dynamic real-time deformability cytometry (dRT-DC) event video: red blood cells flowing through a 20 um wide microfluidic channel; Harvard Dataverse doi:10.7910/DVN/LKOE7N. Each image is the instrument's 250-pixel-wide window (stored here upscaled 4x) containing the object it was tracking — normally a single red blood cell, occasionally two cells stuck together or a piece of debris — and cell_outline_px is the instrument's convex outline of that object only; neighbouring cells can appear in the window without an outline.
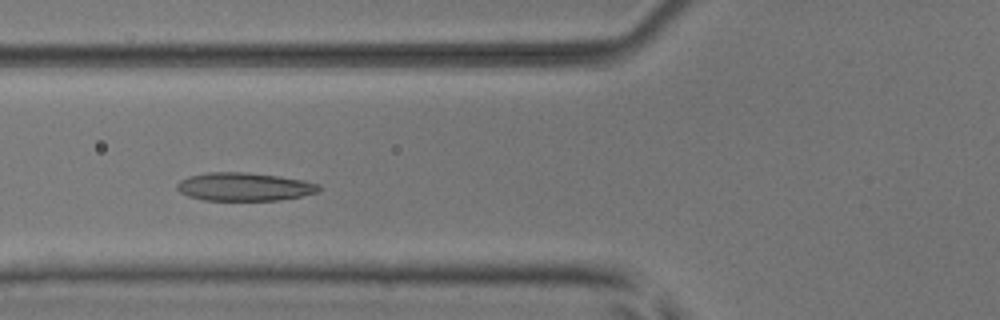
{"species": "common noctule bat (a hibernating species)", "species_latin": "Nyctalus noctula", "temperature_condition": "room temperature", "stored_images_in_passage": 5, "camera_frame_rate_fps": 3000, "um_per_image_px": 0.085, "animal": {"sex": "male", "body_mass_g": 17.9, "forearm_length_mm": 54.2}, "frame": {"image": 1, "passage_image": 4, "time_ms": 3.333, "image_size_px": [1000, 320], "cell_outline_px": [[320, 188], [316, 192], [300, 196], [280, 200], [204, 200], [188, 196], [180, 192], [176, 188], [176, 184], [180, 180], [188, 176], [208, 172], [248, 172], [280, 176], [304, 180], [320, 184]], "centroid_in_image_um": [20.74, 15.86], "position_along_channel_um": 105.1, "area_um2": 23.41}}
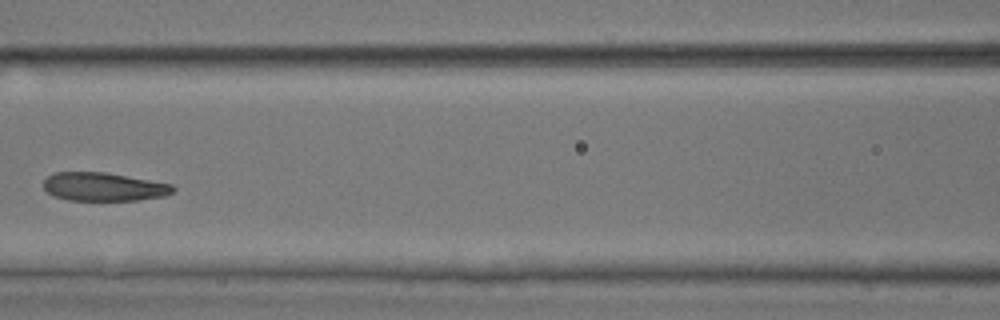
{"frame": {"image": 2, "passage_image": 5, "time_ms": 4.667, "image_size_px": [1000, 320], "cell_outline_px": [[176, 188], [172, 192], [164, 196], [136, 200], [68, 200], [52, 196], [44, 188], [44, 180], [48, 176], [56, 172], [104, 172], [172, 184]], "centroid_in_image_um": [8.79, 15.88], "position_along_channel_um": 157.8, "area_um2": 21.33}}